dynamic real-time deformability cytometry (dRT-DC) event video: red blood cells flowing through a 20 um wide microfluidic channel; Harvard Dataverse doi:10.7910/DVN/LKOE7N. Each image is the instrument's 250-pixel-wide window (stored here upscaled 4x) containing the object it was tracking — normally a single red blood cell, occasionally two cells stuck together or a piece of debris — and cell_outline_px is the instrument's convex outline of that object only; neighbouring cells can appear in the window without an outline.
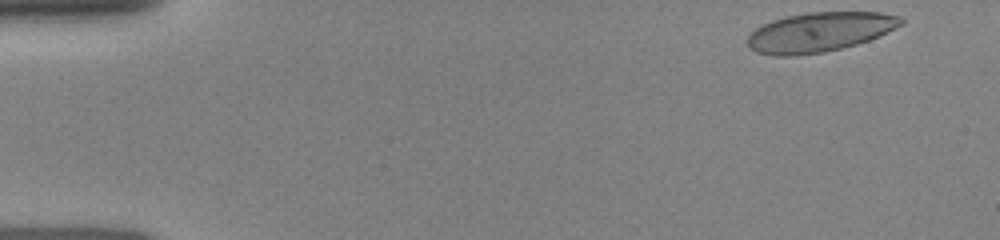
{"species": "human", "species_latin": "Homo sapiens", "temperature_condition": "room temperature", "stored_images_in_passage": 15, "camera_frame_rate_fps": 3000, "um_per_image_px": 0.085, "donor": {"sex": "female"}, "frame": {"image": 1, "passage_image": 1, "time_ms": 0.0, "image_size_px": [1000, 240], "cell_outline_px": [[904, 24], [868, 40], [856, 44], [824, 52], [796, 56], [772, 56], [756, 52], [748, 48], [748, 36], [756, 28], [772, 20], [788, 16], [808, 12], [880, 12], [900, 16], [904, 20]], "centroid_in_image_um": [69.65, 2.73], "position_along_channel_um": 15.4, "area_um2": 35.32}}
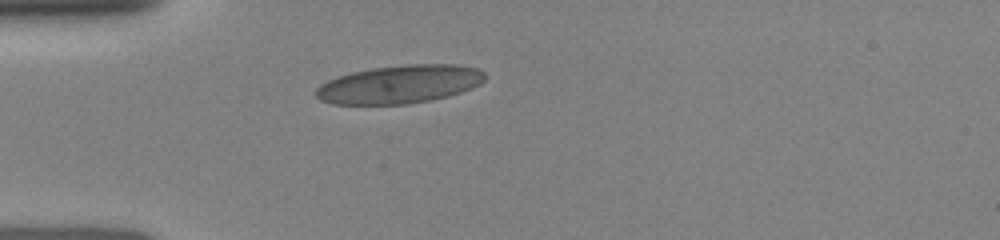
{"frame": {"image": 2, "passage_image": 11, "time_ms": 3.333, "image_size_px": [1000, 240], "cell_outline_px": [[484, 80], [480, 84], [472, 88], [448, 96], [408, 104], [332, 104], [320, 100], [316, 96], [316, 88], [320, 84], [328, 80], [352, 72], [372, 68], [408, 64], [456, 64], [476, 68], [484, 72]], "centroid_in_image_um": [33.96, 7.16], "position_along_channel_um": 51.0, "area_um2": 37.51}}
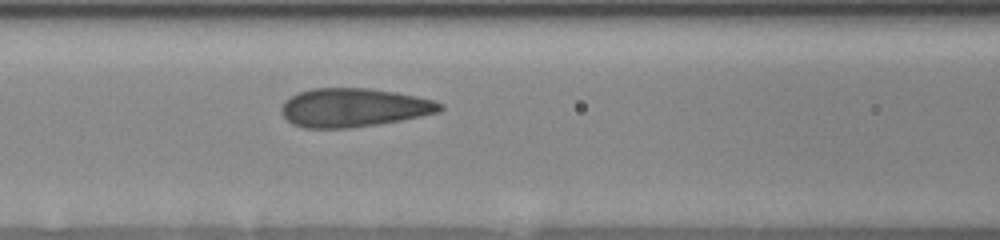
{"frame": {"image": 3, "passage_image": 15, "time_ms": 5.667, "image_size_px": [1000, 240], "cell_outline_px": [[444, 108], [440, 112], [400, 120], [376, 124], [348, 128], [304, 128], [292, 124], [280, 112], [280, 108], [284, 100], [300, 92], [312, 88], [368, 88], [396, 92], [436, 100], [444, 104]], "centroid_in_image_um": [30.07, 9.14], "position_along_channel_um": 136.5, "area_um2": 35.84}}